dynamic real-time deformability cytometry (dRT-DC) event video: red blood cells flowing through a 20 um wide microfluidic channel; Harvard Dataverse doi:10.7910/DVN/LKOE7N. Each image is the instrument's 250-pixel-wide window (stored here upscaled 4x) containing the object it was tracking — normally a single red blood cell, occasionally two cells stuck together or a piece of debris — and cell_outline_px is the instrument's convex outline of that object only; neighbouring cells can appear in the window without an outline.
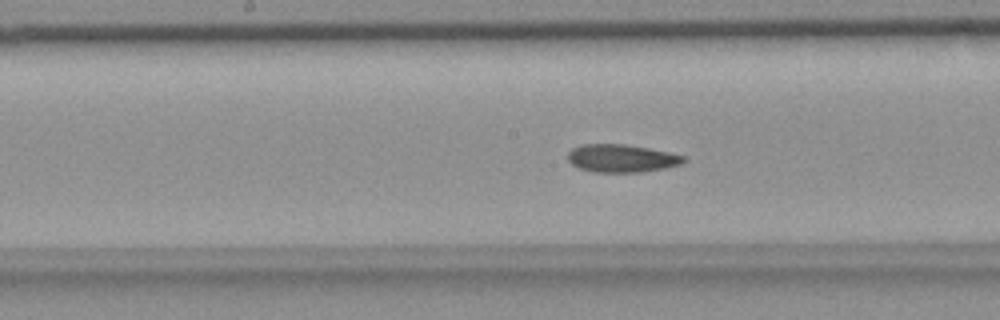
{"species": "common noctule bat (a hibernating species)", "species_latin": "Nyctalus noctula", "temperature_condition": "room temperature", "stored_images_in_passage": 40, "camera_frame_rate_fps": 3000, "um_per_image_px": 0.085, "animal": {"sex": "female", "body_mass_g": 18.4}, "frame": {"image": 1, "passage_image": 19, "time_ms": 6.0, "image_size_px": [1000, 320], "cell_outline_px": [[688, 160], [680, 164], [664, 168], [640, 172], [592, 172], [580, 168], [572, 164], [568, 160], [568, 152], [572, 148], [580, 144], [624, 144], [648, 148], [668, 152], [684, 156]], "centroid_in_image_um": [52.81, 13.45], "position_along_channel_um": 195.4, "area_um2": 18.79}}
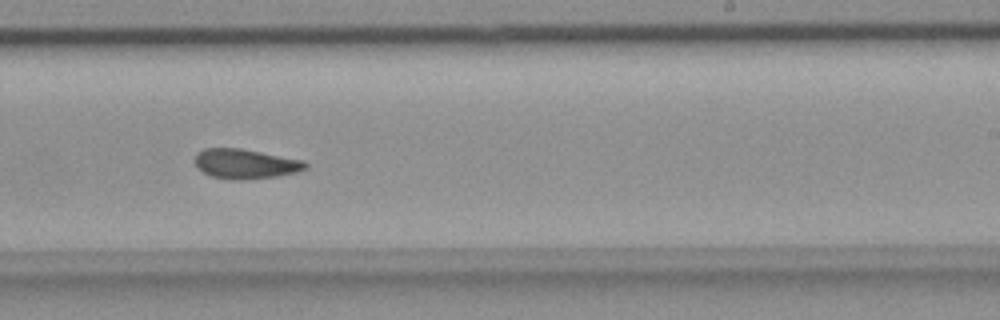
{"frame": {"image": 2, "passage_image": 25, "time_ms": 8.0, "image_size_px": [1000, 320], "cell_outline_px": [[308, 168], [296, 172], [276, 176], [244, 180], [232, 180], [212, 176], [196, 168], [192, 160], [196, 152], [204, 148], [240, 148], [304, 160], [308, 164]], "centroid_in_image_um": [20.81, 13.92], "position_along_channel_um": 268.2, "area_um2": 19.42}}
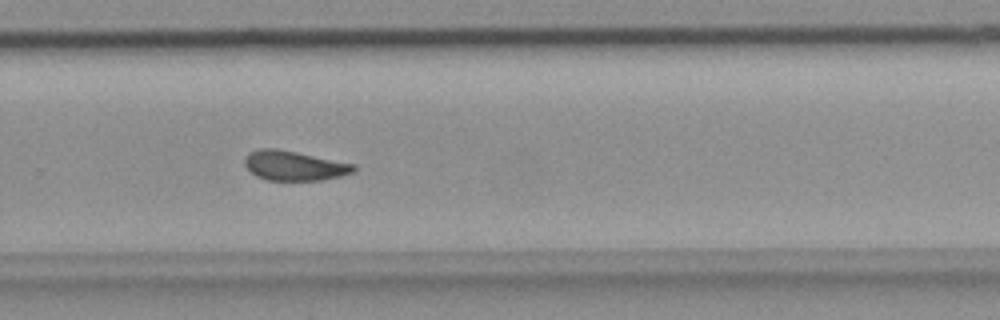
{"frame": {"image": 3, "passage_image": 28, "time_ms": 9.0, "image_size_px": [1000, 320], "cell_outline_px": [[356, 168], [352, 172], [340, 176], [320, 180], [268, 180], [256, 176], [244, 164], [244, 156], [248, 152], [260, 148], [280, 148], [356, 164]], "centroid_in_image_um": [24.99, 14.06], "position_along_channel_um": 304.8, "area_um2": 19.02}, "authors_computed_cell_mechanics": {"area_um2": 19.1029, "velocity_mm_per_s": 3.655, "shape_relaxation_time_tau1_ms": null, "shape_relaxation_time_tau2_ms": 3.4553, "deformation_change_tau1": null, "deformation_change_tau2": 0.0987}}